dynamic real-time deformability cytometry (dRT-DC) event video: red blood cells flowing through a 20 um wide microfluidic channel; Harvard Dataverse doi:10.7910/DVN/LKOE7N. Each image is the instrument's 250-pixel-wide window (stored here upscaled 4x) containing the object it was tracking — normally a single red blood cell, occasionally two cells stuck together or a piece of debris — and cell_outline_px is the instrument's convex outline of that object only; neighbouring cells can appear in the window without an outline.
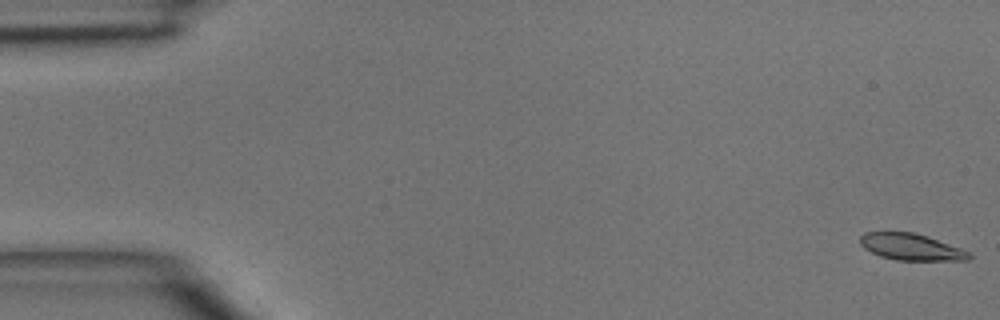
{"species": "common noctule bat (a hibernating species)", "species_latin": "Nyctalus noctula", "temperature_condition": "room temperature", "stored_images_in_passage": 47, "camera_frame_rate_fps": 3000, "um_per_image_px": 0.085, "animal": {"sex": "male", "body_mass_g": 15.6}, "frame": {"image": 1, "passage_image": 1, "time_ms": 0.0, "image_size_px": [1000, 320], "cell_outline_px": [[972, 256], [968, 260], [896, 260], [880, 256], [864, 248], [860, 244], [860, 236], [864, 232], [912, 232], [928, 236], [972, 252]], "centroid_in_image_um": [77.46, 20.99], "position_along_channel_um": 7.5, "area_um2": 16.94}}
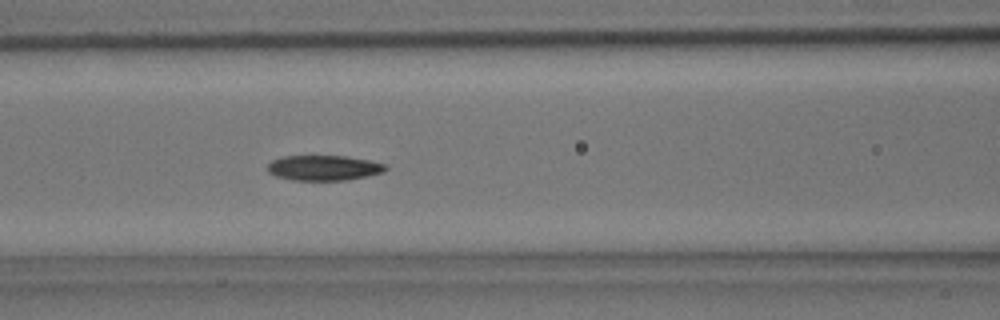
{"frame": {"image": 2, "passage_image": 20, "time_ms": 6.333, "image_size_px": [1000, 320], "cell_outline_px": [[388, 168], [384, 172], [348, 180], [292, 180], [276, 176], [268, 172], [268, 164], [272, 160], [284, 156], [348, 156], [388, 164]], "centroid_in_image_um": [27.55, 14.26], "position_along_channel_um": 139.0, "area_um2": 17.4}}
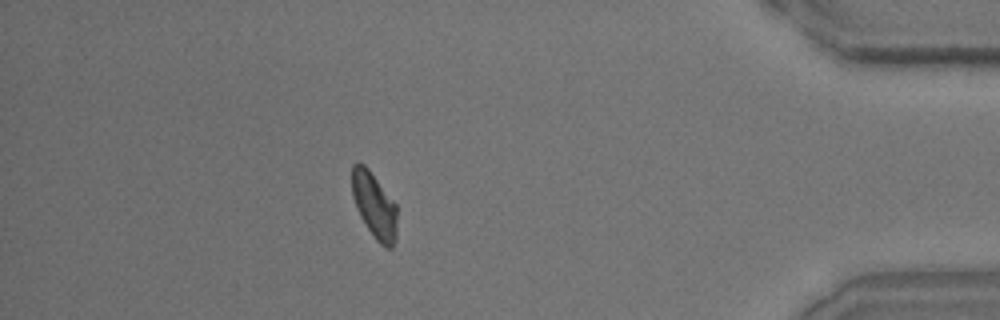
{"frame": {"image": 3, "passage_image": 42, "time_ms": 13.667, "image_size_px": [1000, 320], "cell_outline_px": [[396, 240], [392, 248], [388, 248], [380, 244], [376, 240], [360, 216], [356, 208], [352, 196], [352, 164], [356, 160], [364, 164], [368, 168], [396, 204]], "centroid_in_image_um": [31.8, 17.43], "position_along_channel_um": 403.4, "area_um2": 17.28}}